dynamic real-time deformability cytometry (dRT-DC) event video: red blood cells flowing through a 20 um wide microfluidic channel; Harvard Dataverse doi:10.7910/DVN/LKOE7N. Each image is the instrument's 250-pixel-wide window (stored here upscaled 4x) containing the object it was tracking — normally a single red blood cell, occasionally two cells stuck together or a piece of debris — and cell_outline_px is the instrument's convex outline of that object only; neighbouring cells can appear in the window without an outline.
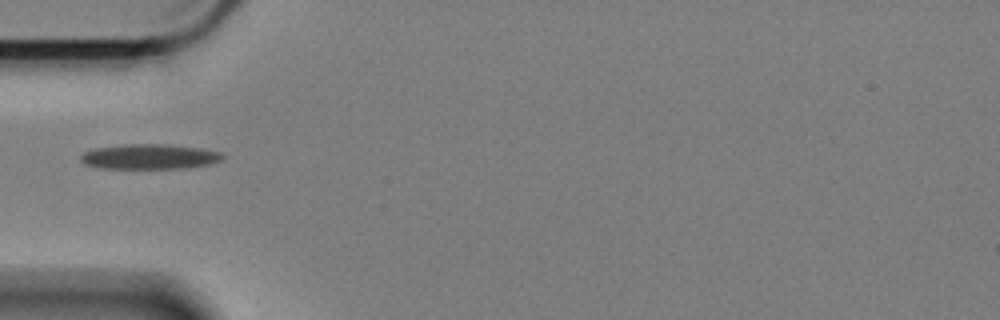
{"species": "Egyptian fruit bat (a non-hibernating species)", "species_latin": "Rousettus aegyptiacus", "temperature_condition": "cold", "stored_images_in_passage": 14, "camera_frame_rate_fps": 3000, "um_per_image_px": 0.085, "animal": {"sex": "female"}, "frame": {"image": 1, "passage_image": 1, "time_ms": 0.0, "image_size_px": [1000, 320], "cell_outline_px": [[224, 156], [220, 160], [208, 164], [184, 168], [96, 168], [84, 164], [80, 160], [80, 156], [84, 152], [92, 148], [124, 144], [168, 144], [204, 148], [220, 152]], "centroid_in_image_um": [12.66, 13.3], "position_along_channel_um": 72.3, "area_um2": 20.87}}
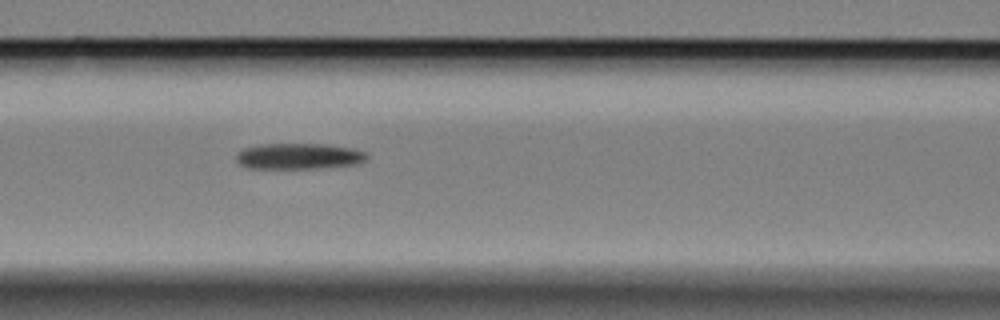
{"frame": {"image": 2, "passage_image": 7, "time_ms": 2.0, "image_size_px": [1000, 320], "cell_outline_px": [[368, 156], [360, 164], [316, 168], [248, 168], [240, 164], [236, 160], [236, 152], [240, 148], [260, 144], [324, 144], [352, 148], [364, 152]], "centroid_in_image_um": [25.34, 13.27], "position_along_channel_um": 141.3, "area_um2": 19.83}}